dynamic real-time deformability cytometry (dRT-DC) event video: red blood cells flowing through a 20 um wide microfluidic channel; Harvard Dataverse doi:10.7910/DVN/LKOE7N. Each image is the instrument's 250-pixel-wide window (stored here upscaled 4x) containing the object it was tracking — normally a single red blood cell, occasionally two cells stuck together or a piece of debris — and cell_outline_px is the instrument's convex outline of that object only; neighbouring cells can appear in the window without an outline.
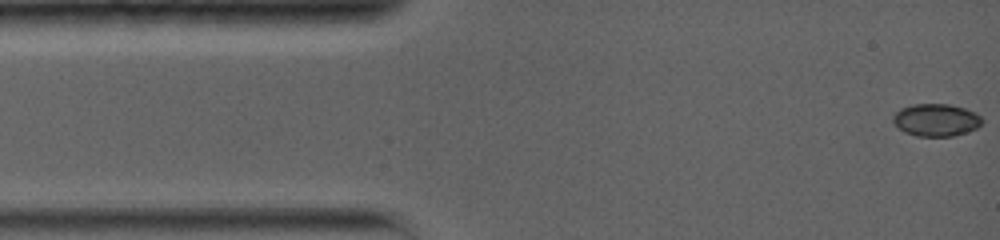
{"species": "common noctule bat (a hibernating species)", "species_latin": "Nyctalus noctula", "temperature_condition": "warm", "stored_images_in_passage": 75, "camera_frame_rate_fps": 5000, "um_per_image_px": 0.085, "animal": {"sex": "female", "body_mass_g": 19.0, "forearm_length_mm": 56.7}, "frame": {"image": 1, "passage_image": 1, "time_ms": 0.0, "image_size_px": [1000, 240], "cell_outline_px": [[984, 120], [976, 128], [952, 136], [916, 136], [904, 132], [892, 120], [892, 116], [900, 108], [912, 104], [948, 104], [964, 108], [980, 116]], "centroid_in_image_um": [79.53, 10.19], "position_along_channel_um": 5.5, "area_um2": 16.65}}
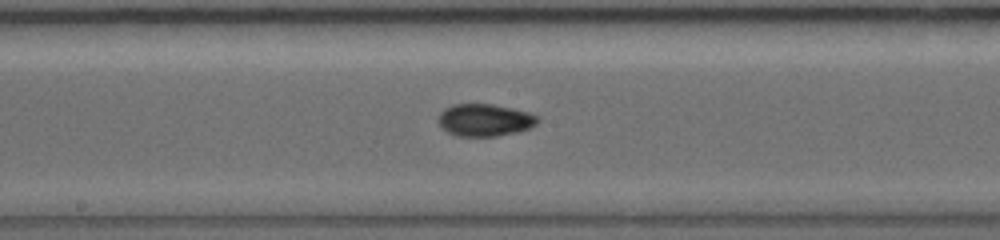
{"frame": {"image": 2, "passage_image": 33, "time_ms": 7.4, "image_size_px": [1000, 240], "cell_outline_px": [[540, 120], [532, 128], [516, 132], [496, 136], [456, 136], [448, 132], [440, 124], [440, 112], [444, 108], [452, 104], [492, 104], [512, 108], [528, 112], [540, 116]], "centroid_in_image_um": [41.26, 10.2], "position_along_channel_um": 206.9, "area_um2": 18.73}}
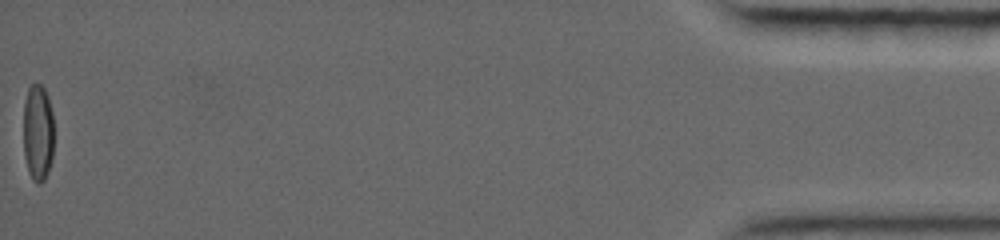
{"frame": {"image": 3, "passage_image": 75, "time_ms": 17.0, "image_size_px": [1000, 240], "cell_outline_px": [[52, 160], [48, 172], [44, 180], [40, 184], [36, 184], [32, 180], [28, 172], [24, 156], [24, 100], [28, 88], [32, 84], [40, 84], [44, 88], [48, 96], [52, 112]], "centroid_in_image_um": [3.21, 11.3], "position_along_channel_um": 432.0, "area_um2": 17.34}, "authors_computed_cell_mechanics": {"area_um2": 17.7446, "velocity_mm_per_s": 3.8132, "shape_relaxation_time_tau1_ms": 7.9065, "shape_relaxation_time_tau2_ms": 1.7103, "deformation_change_tau1": 0.2275, "deformation_change_tau2": 0.0486}}